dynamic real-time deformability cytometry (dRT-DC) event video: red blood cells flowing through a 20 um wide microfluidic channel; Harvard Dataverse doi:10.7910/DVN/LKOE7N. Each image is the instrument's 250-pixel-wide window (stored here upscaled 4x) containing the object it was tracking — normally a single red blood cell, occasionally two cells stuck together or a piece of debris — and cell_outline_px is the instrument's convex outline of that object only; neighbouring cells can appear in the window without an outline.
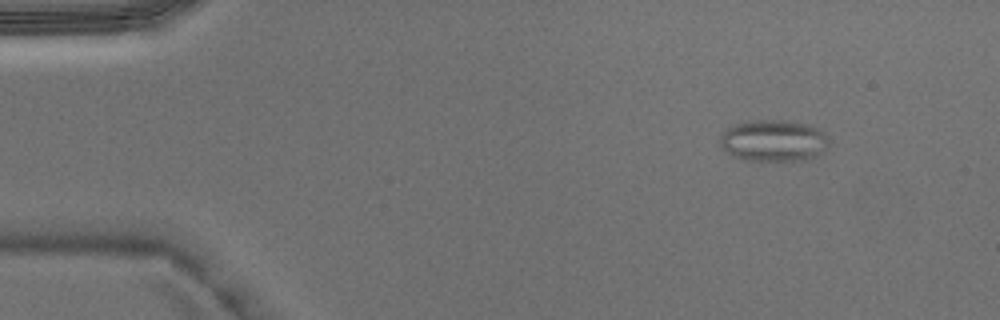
{"species": "Egyptian fruit bat (a non-hibernating species)", "species_latin": "Rousettus aegyptiacus", "temperature_condition": "warm", "stored_images_in_passage": 5, "camera_frame_rate_fps": 3000, "um_per_image_px": 0.085, "animal": {"sex": "male"}, "frame": {"image": 1, "passage_image": 2, "time_ms": 0.333, "image_size_px": [1000, 320], "cell_outline_px": [[828, 144], [816, 156], [808, 160], [752, 160], [732, 156], [724, 152], [720, 148], [720, 136], [728, 128], [736, 124], [752, 120], [780, 120], [808, 124], [820, 128], [824, 132], [828, 140]], "centroid_in_image_um": [65.73, 11.95], "position_along_channel_um": 19.3, "area_um2": 26.36}}
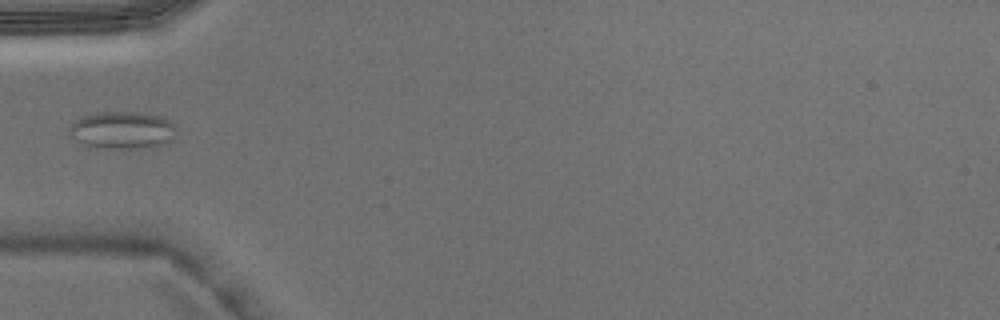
{"frame": {"image": 2, "passage_image": 4, "time_ms": 1.0, "image_size_px": [1000, 320], "cell_outline_px": [[172, 140], [160, 144], [140, 148], [108, 148], [84, 144], [72, 136], [68, 132], [72, 124], [80, 116], [96, 112], [140, 112], [164, 116], [172, 124]], "centroid_in_image_um": [10.36, 11.03], "position_along_channel_um": 74.6, "area_um2": 22.83}}
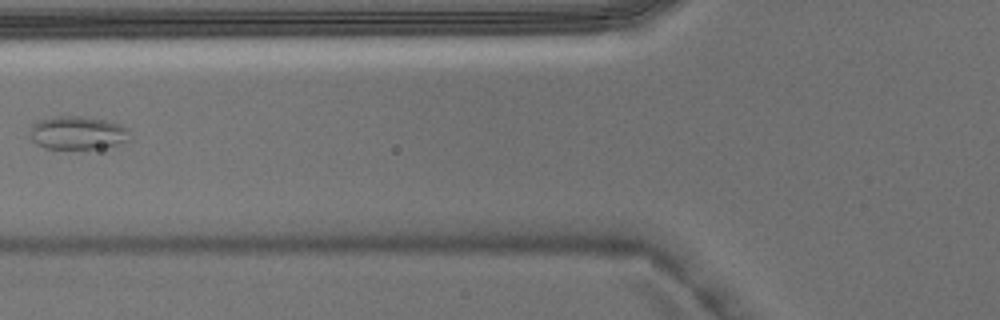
{"frame": {"image": 3, "passage_image": 5, "time_ms": 1.333, "image_size_px": [1000, 320], "cell_outline_px": [[128, 140], [120, 144], [100, 148], [44, 148], [36, 144], [28, 136], [28, 132], [32, 124], [36, 120], [56, 116], [84, 116], [104, 120], [120, 124], [128, 128]], "centroid_in_image_um": [6.53, 11.28], "position_along_channel_um": 119.3, "area_um2": 19.54}}